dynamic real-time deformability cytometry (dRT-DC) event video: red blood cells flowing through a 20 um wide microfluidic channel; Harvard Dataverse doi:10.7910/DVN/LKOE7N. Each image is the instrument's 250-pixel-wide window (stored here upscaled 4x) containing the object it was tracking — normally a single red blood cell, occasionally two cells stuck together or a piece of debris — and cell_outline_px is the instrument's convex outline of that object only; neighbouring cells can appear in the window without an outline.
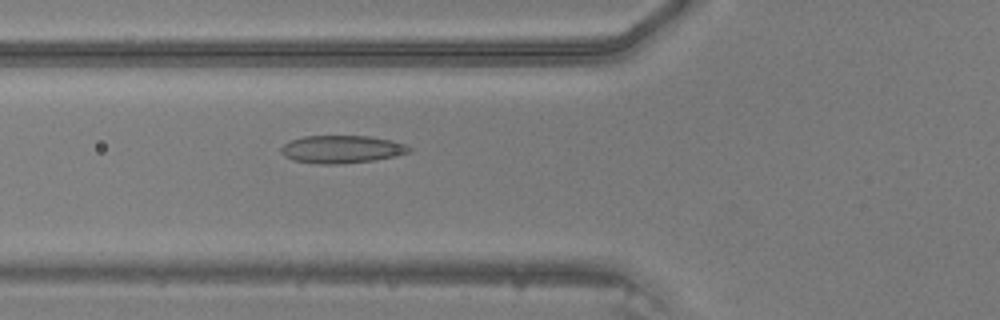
{"species": "common noctule bat (a hibernating species)", "species_latin": "Nyctalus noctula", "temperature_condition": "warm", "stored_images_in_passage": 47, "camera_frame_rate_fps": 3000, "um_per_image_px": 0.085, "animal": {"sex": "male", "body_mass_g": 20.5, "forearm_length_mm": 52.5}, "frame": {"image": 1, "passage_image": 18, "time_ms": 5.667, "image_size_px": [1000, 320], "cell_outline_px": [[412, 152], [396, 156], [376, 160], [336, 164], [320, 164], [292, 160], [284, 156], [280, 152], [280, 148], [284, 144], [292, 140], [304, 136], [368, 136], [392, 140], [404, 144], [412, 148]], "centroid_in_image_um": [29.06, 12.69], "position_along_channel_um": 96.7, "area_um2": 20.81}}
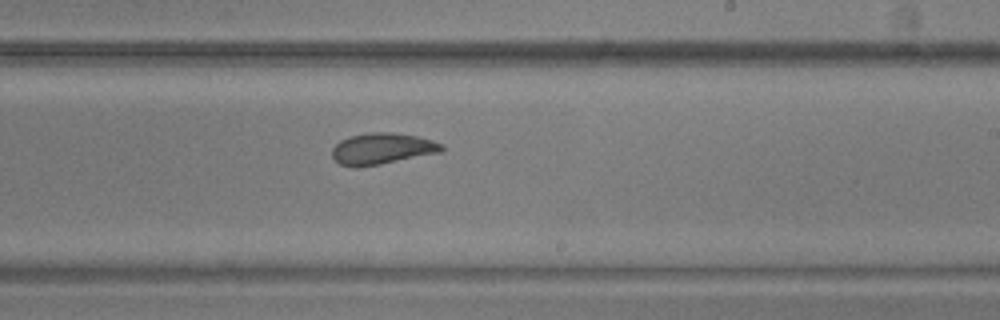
{"frame": {"image": 2, "passage_image": 29, "time_ms": 9.333, "image_size_px": [1000, 320], "cell_outline_px": [[444, 148], [440, 152], [380, 164], [356, 168], [352, 168], [340, 164], [332, 156], [332, 148], [340, 140], [348, 136], [368, 132], [392, 132], [416, 136], [432, 140], [444, 144]], "centroid_in_image_um": [32.44, 12.63], "position_along_channel_um": 256.6, "area_um2": 20.06}}
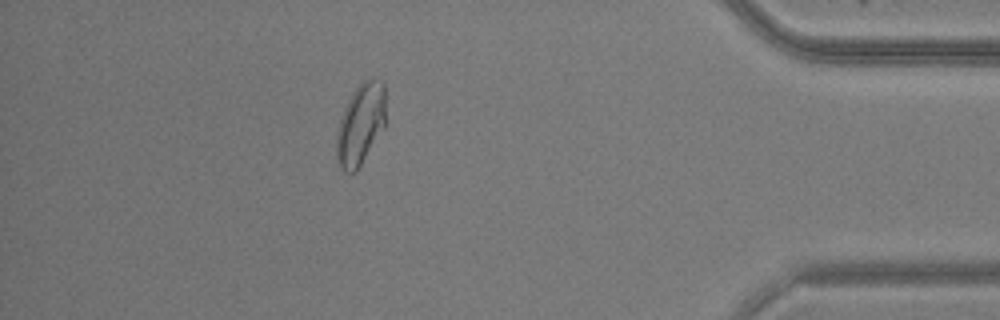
{"frame": {"image": 3, "passage_image": 42, "time_ms": 13.667, "image_size_px": [1000, 320], "cell_outline_px": [[384, 128], [356, 172], [344, 172], [340, 168], [336, 156], [336, 136], [340, 120], [344, 108], [352, 92], [364, 80], [372, 76], [380, 80], [384, 84]], "centroid_in_image_um": [30.63, 10.56], "position_along_channel_um": 404.6, "area_um2": 23.24}}